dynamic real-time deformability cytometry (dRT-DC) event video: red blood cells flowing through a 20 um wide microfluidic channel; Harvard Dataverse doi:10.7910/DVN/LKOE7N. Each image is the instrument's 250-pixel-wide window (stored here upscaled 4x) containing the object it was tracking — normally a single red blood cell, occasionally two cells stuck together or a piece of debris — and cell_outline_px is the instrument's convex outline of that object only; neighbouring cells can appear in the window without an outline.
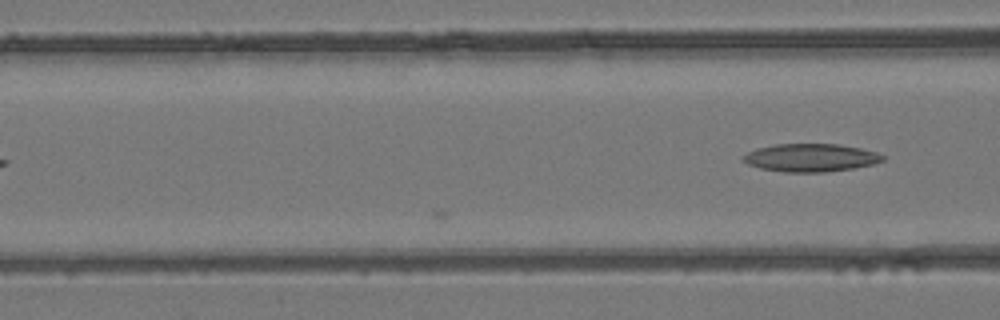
{"species": "common noctule bat (a hibernating species)", "species_latin": "Nyctalus noctula", "temperature_condition": "room temperature", "stored_images_in_passage": 14, "camera_frame_rate_fps": 3000, "um_per_image_px": 0.085, "animal": {"sex": "female", "body_mass_g": 24.6, "forearm_length_mm": 56.2}, "frame": {"image": 1, "passage_image": 14, "time_ms": 4.333, "image_size_px": [1000, 320], "cell_outline_px": [[884, 160], [872, 164], [852, 168], [824, 172], [784, 172], [760, 168], [748, 164], [740, 160], [740, 156], [756, 148], [776, 144], [840, 144], [860, 148], [876, 152], [884, 156]], "centroid_in_image_um": [68.85, 13.4], "position_along_channel_um": 97.7, "area_um2": 22.77}}